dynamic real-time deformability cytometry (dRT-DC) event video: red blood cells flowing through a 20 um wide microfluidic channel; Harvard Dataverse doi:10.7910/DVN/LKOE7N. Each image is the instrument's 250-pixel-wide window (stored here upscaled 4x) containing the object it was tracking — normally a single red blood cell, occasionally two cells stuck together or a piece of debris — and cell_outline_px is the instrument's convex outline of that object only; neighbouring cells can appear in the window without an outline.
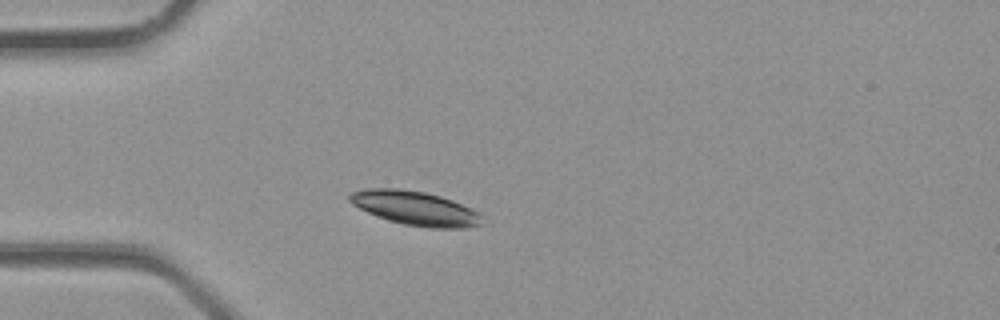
{"species": "common noctule bat (a hibernating species)", "species_latin": "Nyctalus noctula", "temperature_condition": "room temperature", "stored_images_in_passage": 30, "camera_frame_rate_fps": 3000, "um_per_image_px": 0.085, "animal": {"sex": "male", "body_mass_g": 23.1, "forearm_length_mm": 52.7}, "frame": {"image": 1, "passage_image": 5, "time_ms": 1.333, "image_size_px": [1000, 320], "cell_outline_px": [[484, 224], [464, 228], [432, 228], [404, 224], [388, 220], [376, 216], [352, 204], [348, 200], [348, 196], [352, 192], [368, 188], [400, 188], [424, 192], [440, 196], [452, 200], [484, 216]], "centroid_in_image_um": [35.3, 17.7], "position_along_channel_um": 49.7, "area_um2": 26.24}}
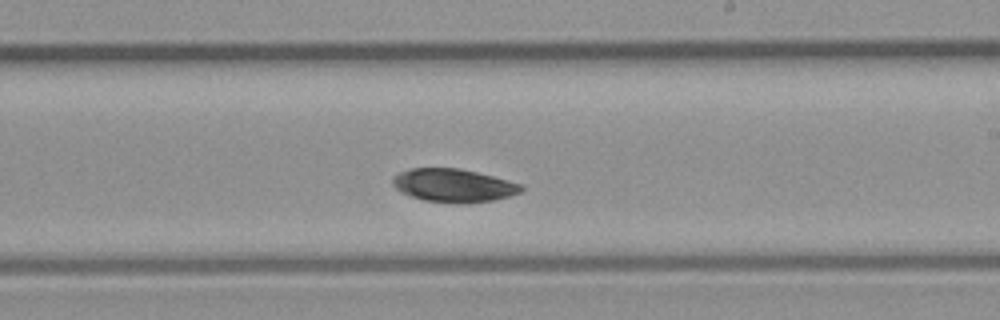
{"frame": {"image": 2, "passage_image": 16, "time_ms": 5.0, "image_size_px": [1000, 320], "cell_outline_px": [[524, 188], [520, 192], [496, 200], [424, 200], [400, 192], [392, 184], [392, 180], [400, 172], [412, 168], [460, 168], [492, 176], [520, 184]], "centroid_in_image_um": [38.52, 15.71], "position_along_channel_um": 250.5, "area_um2": 23.64}}
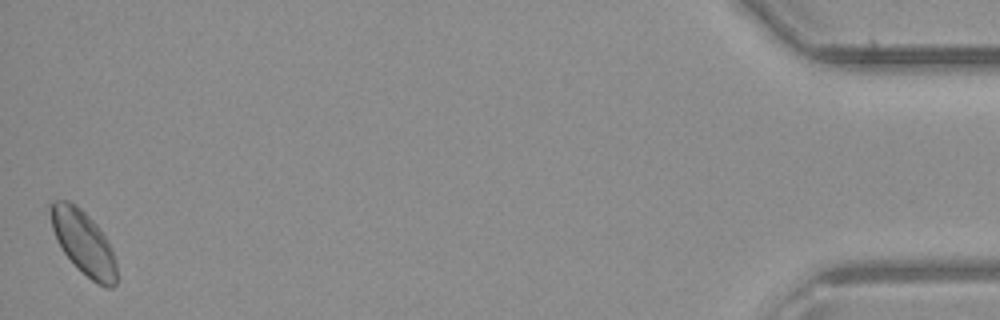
{"frame": {"image": 3, "passage_image": 30, "time_ms": 9.667, "image_size_px": [1000, 320], "cell_outline_px": [[116, 284], [112, 288], [108, 288], [96, 284], [64, 252], [52, 228], [48, 208], [52, 200], [68, 200], [76, 204], [100, 228], [108, 240], [116, 264]], "centroid_in_image_um": [7.1, 20.58], "position_along_channel_um": 428.1, "area_um2": 24.22}}